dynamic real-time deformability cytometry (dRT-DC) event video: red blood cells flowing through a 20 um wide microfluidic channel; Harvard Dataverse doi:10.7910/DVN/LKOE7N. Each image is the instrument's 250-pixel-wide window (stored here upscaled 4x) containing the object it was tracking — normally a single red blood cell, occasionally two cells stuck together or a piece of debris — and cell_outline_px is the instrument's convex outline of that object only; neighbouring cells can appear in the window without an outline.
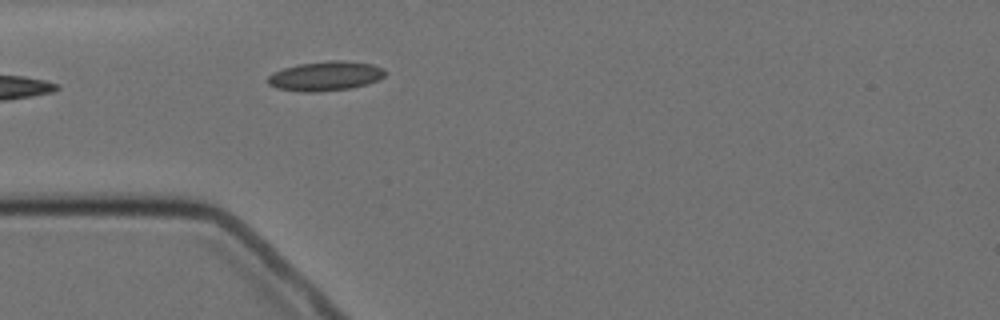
{"species": "Egyptian fruit bat (a non-hibernating species)", "species_latin": "Rousettus aegyptiacus", "temperature_condition": "cold", "stored_images_in_passage": 4, "segment_of_instrument_passage": [2, 2], "camera_frame_rate_fps": 3000, "um_per_image_px": 0.085, "animal": {"sex": "female"}, "frame": {"image": 1, "passage_image": 4, "time_ms": 4.333, "image_size_px": [1000, 320], "cell_outline_px": [[384, 76], [380, 80], [368, 84], [348, 88], [316, 92], [304, 92], [276, 88], [268, 84], [264, 80], [272, 72], [284, 68], [300, 64], [328, 60], [344, 60], [372, 64], [384, 68]], "centroid_in_image_um": [27.64, 6.46], "position_along_channel_um": 57.4, "area_um2": 20.29}}